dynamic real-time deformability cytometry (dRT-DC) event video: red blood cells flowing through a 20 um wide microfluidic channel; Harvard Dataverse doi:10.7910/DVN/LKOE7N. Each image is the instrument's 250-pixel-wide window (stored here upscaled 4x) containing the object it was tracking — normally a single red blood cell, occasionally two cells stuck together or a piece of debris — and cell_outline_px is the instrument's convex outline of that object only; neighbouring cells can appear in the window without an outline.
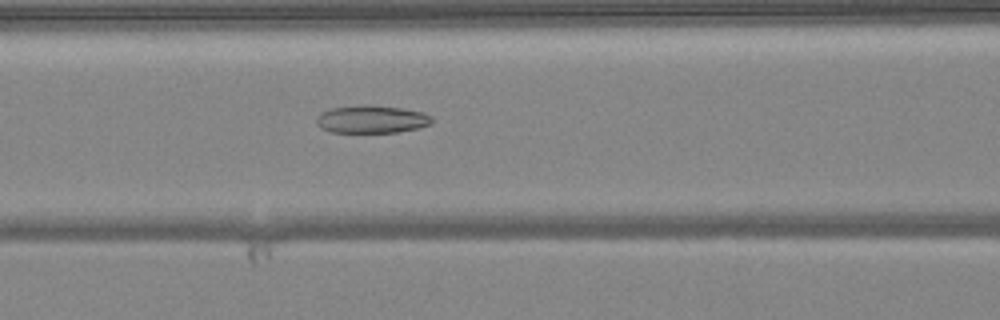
{"species": "common noctule bat (a hibernating species)", "species_latin": "Nyctalus noctula", "temperature_condition": "warm", "stored_images_in_passage": 50, "camera_frame_rate_fps": 3000, "um_per_image_px": 0.085, "animal": {"sex": "female", "body_mass_g": 24.6, "forearm_length_mm": 56.2}, "frame": {"image": 1, "passage_image": 21, "time_ms": 6.667, "image_size_px": [1000, 320], "cell_outline_px": [[432, 124], [416, 128], [396, 132], [332, 132], [320, 128], [316, 124], [316, 116], [320, 112], [332, 108], [360, 104], [364, 104], [400, 108], [424, 112], [432, 116]], "centroid_in_image_um": [31.56, 10.13], "position_along_channel_um": 135.0, "area_um2": 18.79}}
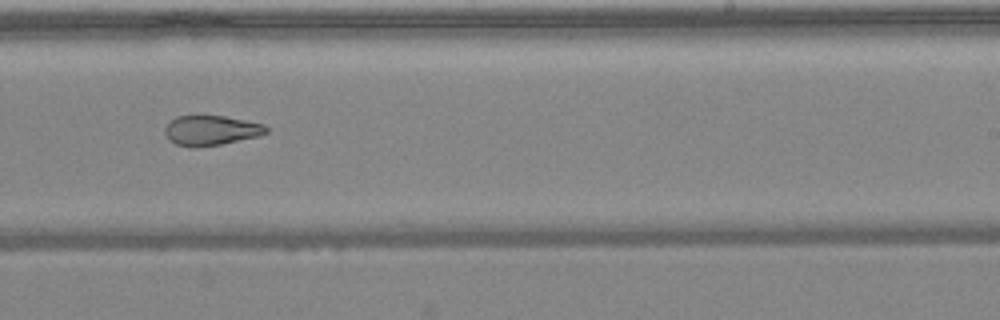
{"frame": {"image": 2, "passage_image": 31, "time_ms": 10.0, "image_size_px": [1000, 320], "cell_outline_px": [[268, 132], [260, 136], [220, 144], [196, 148], [192, 148], [176, 144], [168, 140], [164, 132], [164, 128], [176, 116], [224, 116], [264, 124], [268, 128]], "centroid_in_image_um": [17.93, 11.1], "position_along_channel_um": 271.1, "area_um2": 17.69}}
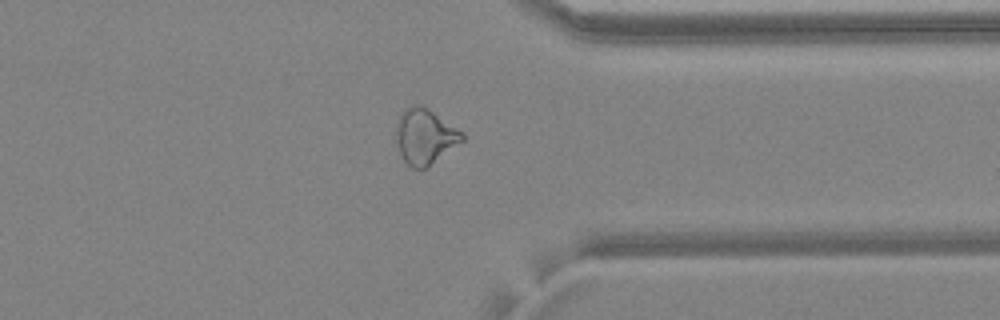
{"frame": {"image": 3, "passage_image": 39, "time_ms": 12.667, "image_size_px": [1000, 320], "cell_outline_px": [[464, 140], [424, 168], [412, 168], [400, 156], [396, 136], [396, 124], [400, 112], [404, 108], [412, 104], [420, 104], [428, 108], [464, 132]], "centroid_in_image_um": [36.1, 11.55], "position_along_channel_um": 375.3, "area_um2": 21.27}, "authors_computed_cell_mechanics": {"area_um2": 22.5998, "velocity_mm_per_s": 4.0957, "shape_relaxation_time_tau1_ms": null, "shape_relaxation_time_tau2_ms": 4.6143, "deformation_change_tau1": null, "deformation_change_tau2": 0.1256}}